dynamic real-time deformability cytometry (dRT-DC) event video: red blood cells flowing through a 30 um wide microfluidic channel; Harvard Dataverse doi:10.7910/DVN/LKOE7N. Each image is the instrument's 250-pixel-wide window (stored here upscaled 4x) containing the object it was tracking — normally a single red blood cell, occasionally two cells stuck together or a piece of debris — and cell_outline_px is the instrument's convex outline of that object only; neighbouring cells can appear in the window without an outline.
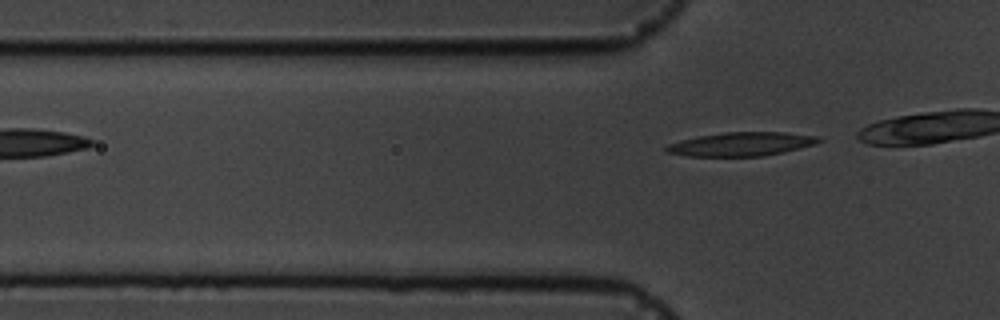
{"species": "common noctule bat (a hibernating species)", "species_latin": "Nyctalus noctula", "temperature_condition": "cold", "stored_images_in_passage": 3, "camera_frame_rate_fps": 3000, "um_per_image_px": 0.085, "animal": {"sex": "male", "body_mass_g": 19.5, "forearm_length_mm": 54.6}, "frame": {"image": 1, "passage_image": 3, "time_ms": 3.333, "image_size_px": [1000, 320], "cell_outline_px": [[824, 140], [816, 144], [784, 152], [764, 156], [688, 156], [664, 152], [664, 148], [668, 144], [680, 140], [700, 136], [724, 132], [784, 132], [820, 136]], "centroid_in_image_um": [63.05, 12.25], "position_along_channel_um": 62.8, "area_um2": 21.27}}